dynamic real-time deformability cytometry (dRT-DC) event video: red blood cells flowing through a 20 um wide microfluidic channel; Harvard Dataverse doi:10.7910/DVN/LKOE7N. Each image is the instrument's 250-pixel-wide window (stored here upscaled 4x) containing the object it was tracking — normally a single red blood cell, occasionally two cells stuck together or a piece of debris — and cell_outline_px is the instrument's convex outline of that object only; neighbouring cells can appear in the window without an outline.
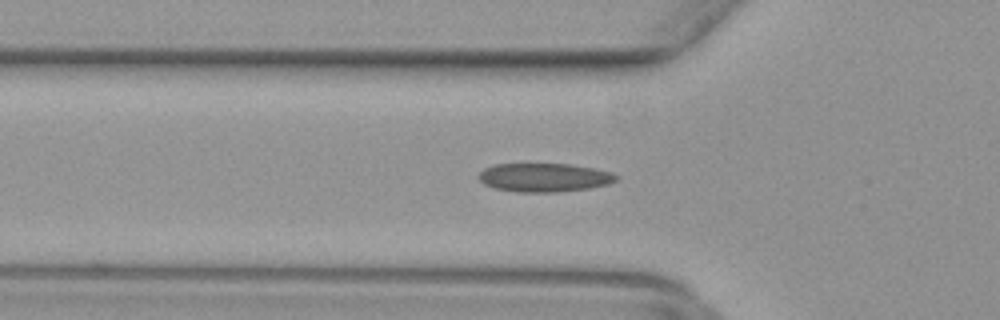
{"species": "common noctule bat (a hibernating species)", "species_latin": "Nyctalus noctula", "temperature_condition": "warm", "stored_images_in_passage": 34, "camera_frame_rate_fps": 3000, "um_per_image_px": 0.085, "animal": {"sex": "female", "body_mass_g": 29.2, "forearm_length_mm": 56.3}, "frame": {"image": 1, "passage_image": 6, "time_ms": 1.667, "image_size_px": [1000, 320], "cell_outline_px": [[620, 176], [616, 180], [608, 184], [588, 188], [556, 192], [516, 192], [496, 188], [484, 184], [480, 180], [480, 172], [484, 168], [496, 164], [572, 164], [612, 172]], "centroid_in_image_um": [46.28, 15.08], "position_along_channel_um": 79.5, "area_um2": 22.83}}
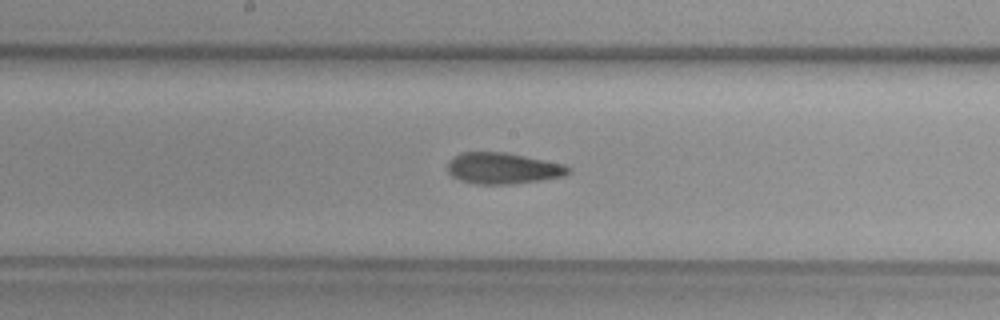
{"frame": {"image": 2, "passage_image": 15, "time_ms": 4.667, "image_size_px": [1000, 320], "cell_outline_px": [[572, 168], [564, 176], [540, 180], [512, 184], [476, 184], [460, 180], [452, 176], [448, 172], [448, 160], [452, 156], [460, 152], [504, 152], [564, 164]], "centroid_in_image_um": [42.71, 14.3], "position_along_channel_um": 205.5, "area_um2": 21.96}}
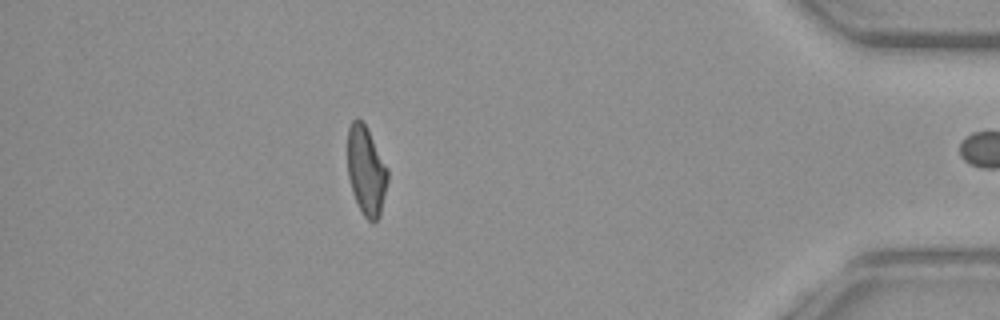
{"frame": {"image": 3, "passage_image": 33, "time_ms": 10.667, "image_size_px": [1000, 320], "cell_outline_px": [[388, 180], [380, 216], [372, 224], [364, 216], [352, 192], [348, 176], [348, 128], [352, 120], [356, 116], [364, 124], [388, 168]], "centroid_in_image_um": [31.13, 14.53], "position_along_channel_um": 404.1, "area_um2": 20.63}}